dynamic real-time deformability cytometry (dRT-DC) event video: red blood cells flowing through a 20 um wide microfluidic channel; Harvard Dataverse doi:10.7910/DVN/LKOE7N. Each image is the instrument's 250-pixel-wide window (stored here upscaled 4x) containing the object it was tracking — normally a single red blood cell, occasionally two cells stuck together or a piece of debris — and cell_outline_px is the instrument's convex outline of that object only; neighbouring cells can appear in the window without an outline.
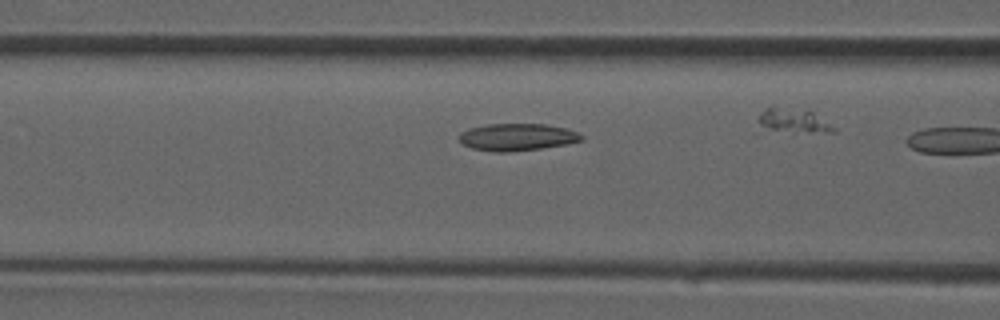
{"species": "common noctule bat (a hibernating species)", "species_latin": "Nyctalus noctula", "temperature_condition": "room temperature", "stored_images_in_passage": 10, "camera_frame_rate_fps": 3000, "um_per_image_px": 0.085, "animal": {"sex": "male", "forearm_length_mm": 52.5}, "frame": {"image": 1, "passage_image": 9, "time_ms": 2.667, "image_size_px": [1000, 320], "cell_outline_px": [[584, 140], [568, 144], [540, 148], [508, 152], [496, 152], [472, 148], [464, 144], [460, 140], [460, 132], [468, 128], [488, 124], [544, 124], [564, 128], [580, 132], [584, 136]], "centroid_in_image_um": [44.0, 11.65], "position_along_channel_um": 122.6, "area_um2": 19.36}}